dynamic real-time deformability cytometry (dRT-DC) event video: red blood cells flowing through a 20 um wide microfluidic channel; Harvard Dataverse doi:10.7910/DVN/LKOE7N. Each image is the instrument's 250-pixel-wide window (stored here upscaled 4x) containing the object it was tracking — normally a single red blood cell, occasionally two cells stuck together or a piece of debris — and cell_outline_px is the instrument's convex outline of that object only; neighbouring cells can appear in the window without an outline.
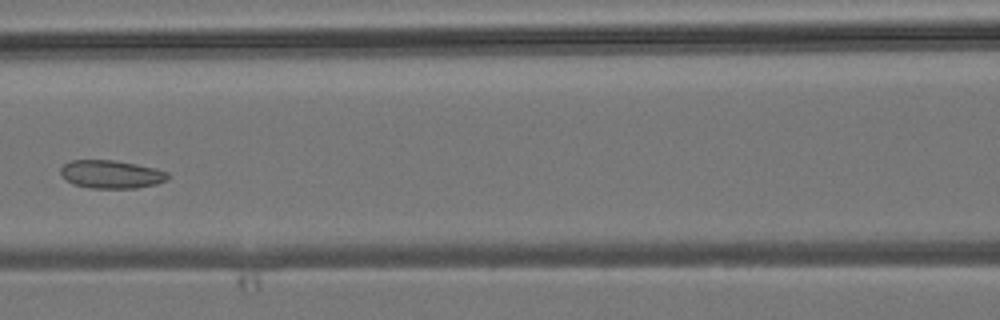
{"species": "common noctule bat (a hibernating species)", "species_latin": "Nyctalus noctula", "temperature_condition": "room temperature", "stored_images_in_passage": 4, "camera_frame_rate_fps": 3000, "um_per_image_px": 0.085, "animal": {"sex": "male", "body_mass_g": 19.2, "forearm_length_mm": 51.8}, "frame": {"image": 1, "passage_image": 4, "time_ms": 3.667, "image_size_px": [1000, 320], "cell_outline_px": [[168, 180], [156, 184], [136, 188], [88, 188], [72, 184], [60, 172], [60, 168], [64, 164], [72, 160], [112, 160], [136, 164], [156, 168], [168, 172]], "centroid_in_image_um": [9.47, 14.82], "position_along_channel_um": 157.1, "area_um2": 17.57}}